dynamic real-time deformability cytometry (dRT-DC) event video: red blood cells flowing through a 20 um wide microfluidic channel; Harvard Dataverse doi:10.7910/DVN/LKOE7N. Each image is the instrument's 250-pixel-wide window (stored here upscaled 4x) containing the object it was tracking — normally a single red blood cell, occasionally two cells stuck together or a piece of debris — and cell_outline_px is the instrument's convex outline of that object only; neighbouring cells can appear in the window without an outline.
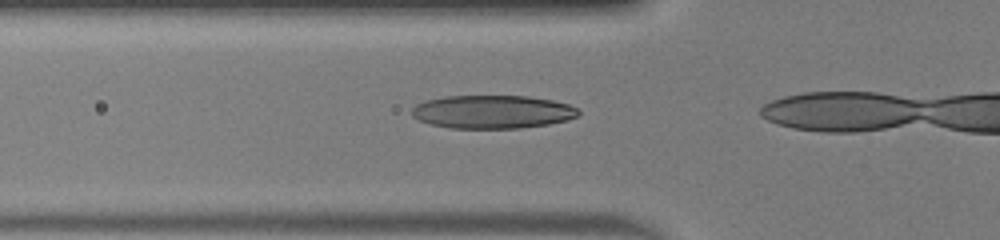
{"species": "human", "species_latin": "Homo sapiens", "temperature_condition": "warm", "stored_images_in_passage": 14, "camera_frame_rate_fps": 3000, "um_per_image_px": 0.085, "donor": {"sex": "male"}, "frame": {"image": 1, "passage_image": 10, "time_ms": 3.0, "image_size_px": [1000, 240], "cell_outline_px": [[580, 116], [568, 120], [548, 124], [520, 128], [448, 128], [428, 124], [412, 116], [412, 108], [416, 104], [428, 100], [444, 96], [528, 96], [552, 100], [568, 104], [576, 108], [580, 112]], "centroid_in_image_um": [41.86, 9.51], "position_along_channel_um": 83.9, "area_um2": 32.43}}
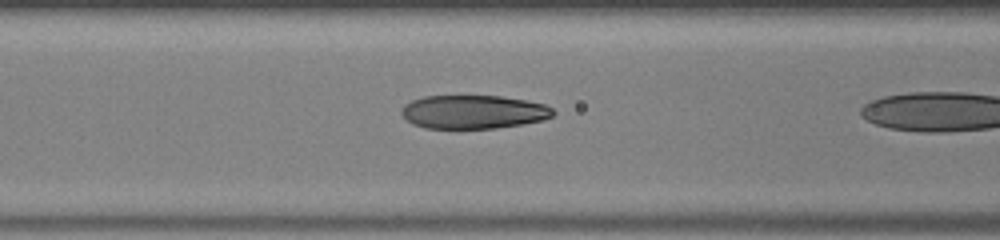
{"frame": {"image": 2, "passage_image": 13, "time_ms": 4.0, "image_size_px": [1000, 240], "cell_outline_px": [[556, 112], [552, 116], [544, 120], [524, 124], [496, 128], [424, 128], [412, 124], [404, 120], [400, 112], [404, 104], [412, 100], [424, 96], [500, 96], [528, 100], [544, 104], [552, 108]], "centroid_in_image_um": [40.23, 9.51], "position_along_channel_um": 126.4, "area_um2": 30.0}}